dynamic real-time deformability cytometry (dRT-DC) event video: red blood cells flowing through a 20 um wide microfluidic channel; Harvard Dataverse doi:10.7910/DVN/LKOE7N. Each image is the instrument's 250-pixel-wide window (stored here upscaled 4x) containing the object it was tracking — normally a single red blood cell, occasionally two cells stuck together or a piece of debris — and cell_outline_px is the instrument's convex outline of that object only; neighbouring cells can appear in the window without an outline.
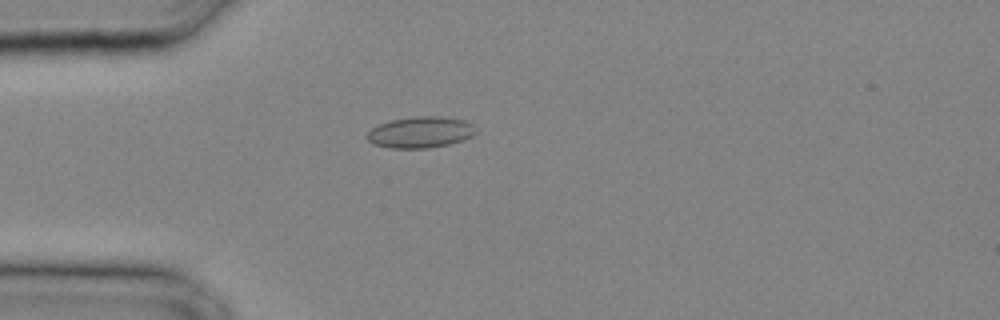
{"species": "common noctule bat (a hibernating species)", "species_latin": "Nyctalus noctula", "temperature_condition": "cold", "stored_images_in_passage": 9, "camera_frame_rate_fps": 3000, "um_per_image_px": 0.085, "animal": {"sex": "male", "body_mass_g": 20.4}, "frame": {"image": 1, "passage_image": 6, "time_ms": 1.667, "image_size_px": [1000, 320], "cell_outline_px": [[480, 132], [464, 140], [448, 144], [428, 148], [388, 148], [376, 144], [368, 140], [364, 136], [372, 128], [380, 124], [392, 120], [416, 116], [440, 116], [464, 120], [472, 124]], "centroid_in_image_um": [35.78, 11.24], "position_along_channel_um": 49.2, "area_um2": 19.88}}
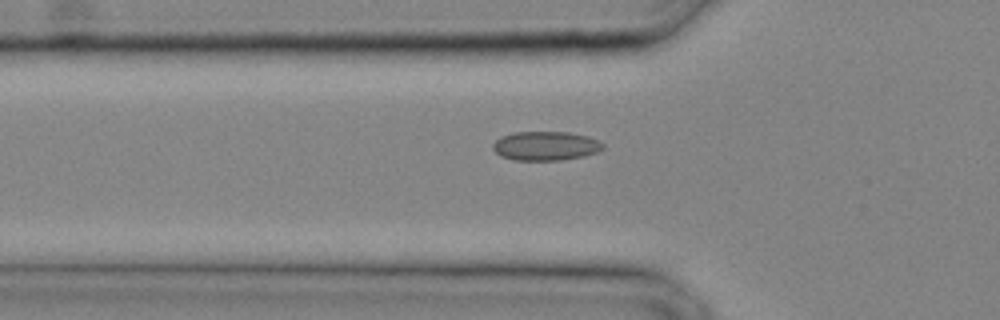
{"frame": {"image": 2, "passage_image": 8, "time_ms": 2.333, "image_size_px": [1000, 320], "cell_outline_px": [[604, 148], [596, 152], [584, 156], [560, 160], [512, 160], [500, 156], [492, 148], [492, 144], [500, 136], [516, 132], [568, 132], [588, 136], [600, 140], [604, 144]], "centroid_in_image_um": [46.37, 12.4], "position_along_channel_um": 79.4, "area_um2": 18.79}}